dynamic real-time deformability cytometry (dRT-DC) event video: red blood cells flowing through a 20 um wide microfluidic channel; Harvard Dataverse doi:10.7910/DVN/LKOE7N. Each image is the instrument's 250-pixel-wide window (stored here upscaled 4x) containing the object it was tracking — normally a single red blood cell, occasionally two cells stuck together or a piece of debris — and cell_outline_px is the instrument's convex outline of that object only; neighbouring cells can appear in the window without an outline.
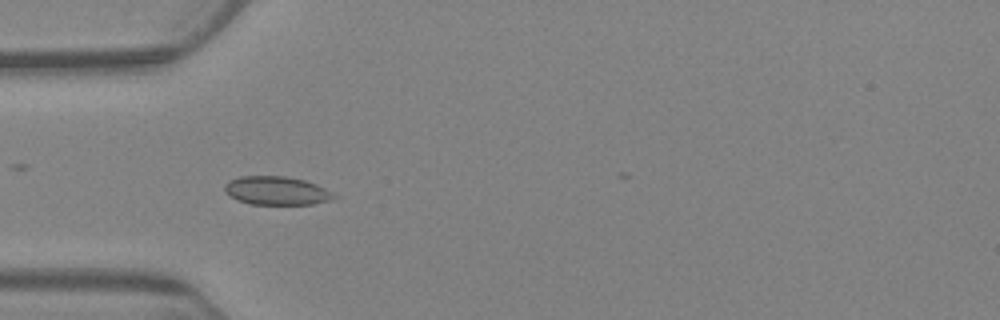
{"species": "Egyptian fruit bat (a non-hibernating species)", "species_latin": "Rousettus aegyptiacus", "temperature_condition": "warm", "stored_images_in_passage": 9, "camera_frame_rate_fps": 3000, "um_per_image_px": 0.085, "animal": {"sex": "female"}, "frame": {"image": 1, "passage_image": 6, "time_ms": 6.667, "image_size_px": [1000, 320], "cell_outline_px": [[340, 196], [328, 200], [312, 204], [252, 204], [236, 200], [224, 192], [224, 184], [228, 180], [240, 176], [284, 176], [304, 180], [316, 184]], "centroid_in_image_um": [23.47, 16.2], "position_along_channel_um": 61.5, "area_um2": 18.21}}
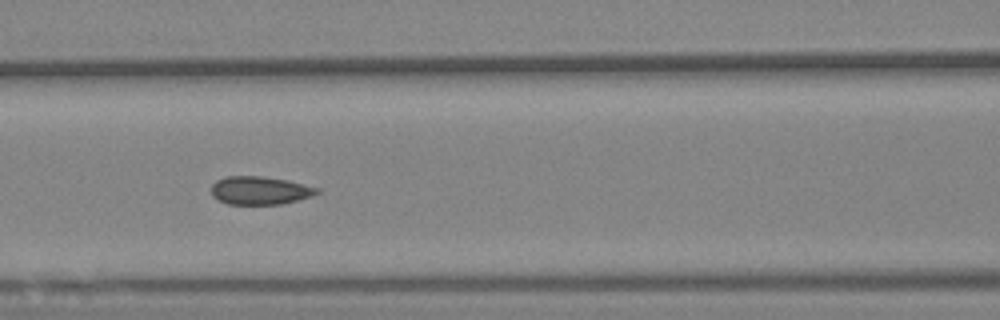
{"frame": {"image": 2, "passage_image": 8, "time_ms": 9.333, "image_size_px": [1000, 320], "cell_outline_px": [[320, 192], [312, 196], [280, 204], [228, 204], [212, 196], [212, 184], [216, 180], [224, 176], [260, 176], [284, 180], [320, 188]], "centroid_in_image_um": [22.07, 16.18], "position_along_channel_um": 144.5, "area_um2": 17.17}}
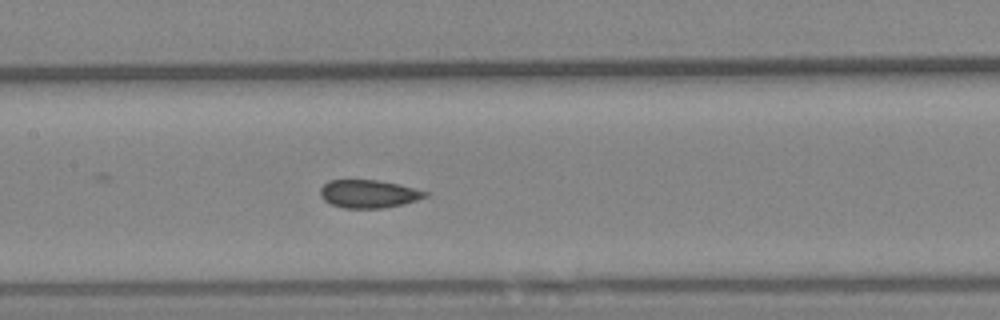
{"frame": {"image": 3, "passage_image": 9, "time_ms": 10.333, "image_size_px": [1000, 320], "cell_outline_px": [[432, 192], [428, 196], [404, 204], [384, 208], [344, 208], [332, 204], [324, 200], [320, 196], [320, 188], [328, 180], [376, 180], [400, 184]], "centroid_in_image_um": [31.38, 16.47], "position_along_channel_um": 176.0, "area_um2": 17.34}}